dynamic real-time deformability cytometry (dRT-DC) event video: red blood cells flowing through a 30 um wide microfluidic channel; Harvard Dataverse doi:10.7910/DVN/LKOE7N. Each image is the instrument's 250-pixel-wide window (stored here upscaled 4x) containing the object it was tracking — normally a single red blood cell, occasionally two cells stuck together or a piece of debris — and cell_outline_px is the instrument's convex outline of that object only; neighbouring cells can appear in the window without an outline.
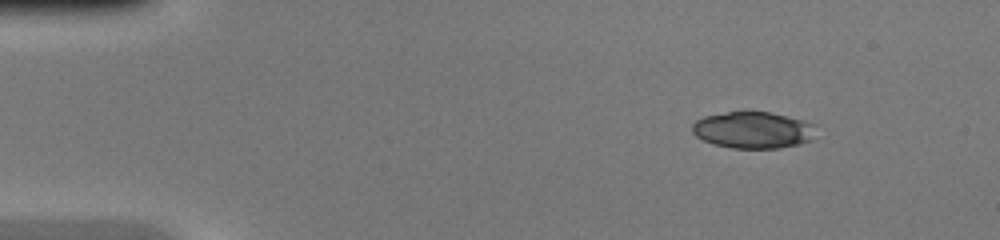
{"species": "common noctule bat (a hibernating species)", "species_latin": "Nyctalus noctula", "temperature_condition": "warm", "stored_images_in_passage": 41, "camera_frame_rate_fps": 3000, "um_per_image_px": 0.085, "animal": {"sex": "female", "body_mass_g": 20.0, "forearm_length_mm": 54.0}, "frame": {"image": 1, "passage_image": 1, "time_ms": 0.0, "image_size_px": [1000, 240], "cell_outline_px": [[812, 140], [800, 144], [780, 148], [732, 148], [712, 144], [696, 136], [692, 132], [692, 124], [696, 120], [704, 116], [744, 108], [772, 112], [800, 120], [812, 124]], "centroid_in_image_um": [63.93, 11.02], "position_along_channel_um": 21.1, "area_um2": 26.88}}
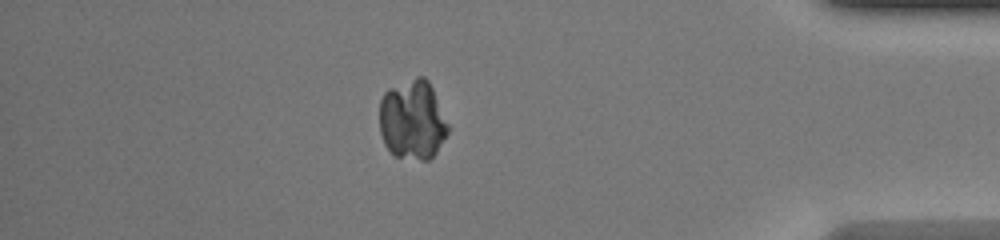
{"frame": {"image": 2, "passage_image": 35, "time_ms": 11.333, "image_size_px": [1000, 240], "cell_outline_px": [[448, 132], [436, 152], [428, 160], [420, 160], [396, 156], [384, 144], [380, 132], [380, 100], [384, 92], [388, 88], [416, 76], [424, 76], [428, 80], [432, 88], [448, 124]], "centroid_in_image_um": [35.04, 10.17], "position_along_channel_um": 400.2, "area_um2": 31.67}}
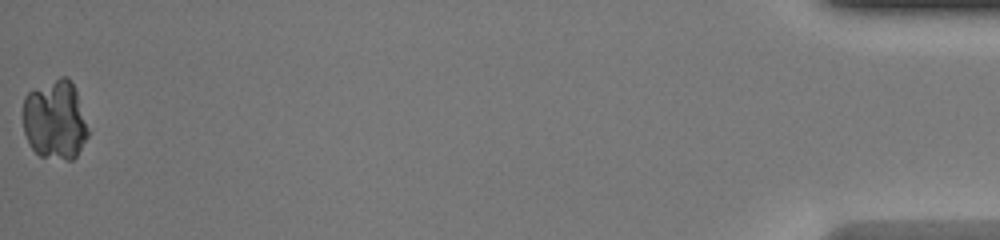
{"frame": {"image": 3, "passage_image": 41, "time_ms": 13.333, "image_size_px": [1000, 240], "cell_outline_px": [[88, 136], [76, 156], [72, 160], [68, 160], [40, 156], [28, 144], [24, 132], [20, 112], [24, 96], [32, 88], [60, 76], [68, 76], [76, 92], [88, 132]], "centroid_in_image_um": [4.6, 10.17], "position_along_channel_um": 430.6, "area_um2": 30.46}}